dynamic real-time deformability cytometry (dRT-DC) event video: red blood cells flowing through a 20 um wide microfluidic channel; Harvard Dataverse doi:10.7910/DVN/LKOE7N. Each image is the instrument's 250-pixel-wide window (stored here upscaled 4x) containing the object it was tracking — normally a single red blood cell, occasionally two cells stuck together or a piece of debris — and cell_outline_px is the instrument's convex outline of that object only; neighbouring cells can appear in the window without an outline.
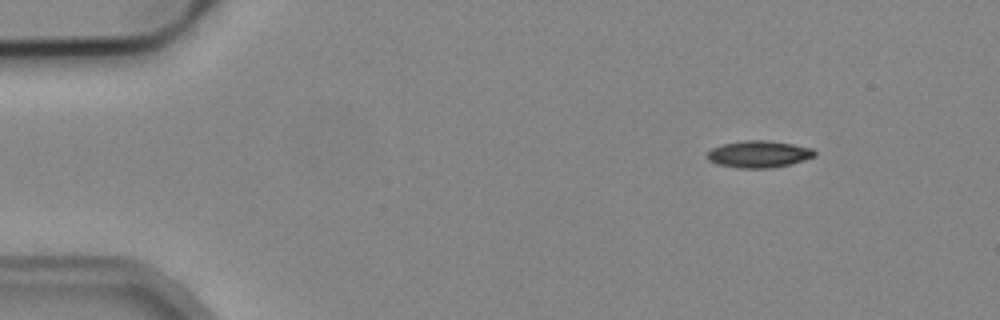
{"species": "common noctule bat (a hibernating species)", "species_latin": "Nyctalus noctula", "temperature_condition": "cold", "stored_images_in_passage": 6, "camera_frame_rate_fps": 3000, "um_per_image_px": 0.085, "animal": {"sex": "male", "body_mass_g": 19.2, "forearm_length_mm": 51.8}, "frame": {"image": 1, "passage_image": 1, "time_ms": 0.0, "image_size_px": [1000, 320], "cell_outline_px": [[816, 156], [804, 160], [772, 168], [740, 168], [716, 164], [708, 160], [708, 152], [712, 148], [724, 144], [744, 140], [768, 140], [792, 144], [812, 148], [816, 152]], "centroid_in_image_um": [64.51, 13.1], "position_along_channel_um": 20.5, "area_um2": 16.76}}
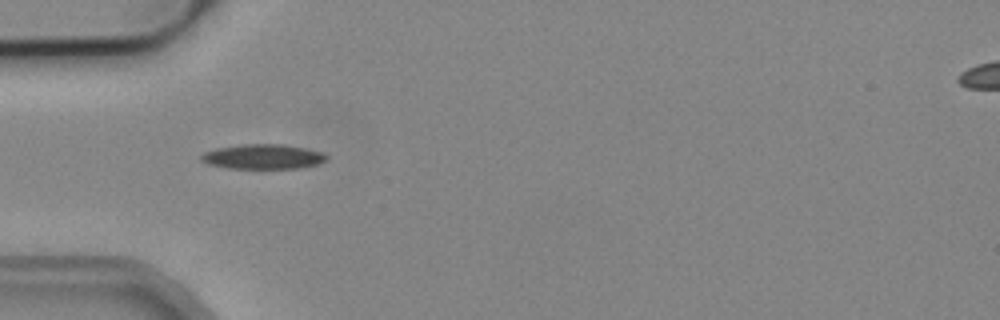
{"frame": {"image": 2, "passage_image": 4, "time_ms": 1.0, "image_size_px": [1000, 320], "cell_outline_px": [[328, 156], [324, 160], [316, 164], [296, 168], [228, 168], [208, 164], [200, 160], [200, 156], [204, 152], [216, 148], [244, 144], [284, 144], [324, 152]], "centroid_in_image_um": [22.32, 13.3], "position_along_channel_um": 62.7, "area_um2": 17.98}}